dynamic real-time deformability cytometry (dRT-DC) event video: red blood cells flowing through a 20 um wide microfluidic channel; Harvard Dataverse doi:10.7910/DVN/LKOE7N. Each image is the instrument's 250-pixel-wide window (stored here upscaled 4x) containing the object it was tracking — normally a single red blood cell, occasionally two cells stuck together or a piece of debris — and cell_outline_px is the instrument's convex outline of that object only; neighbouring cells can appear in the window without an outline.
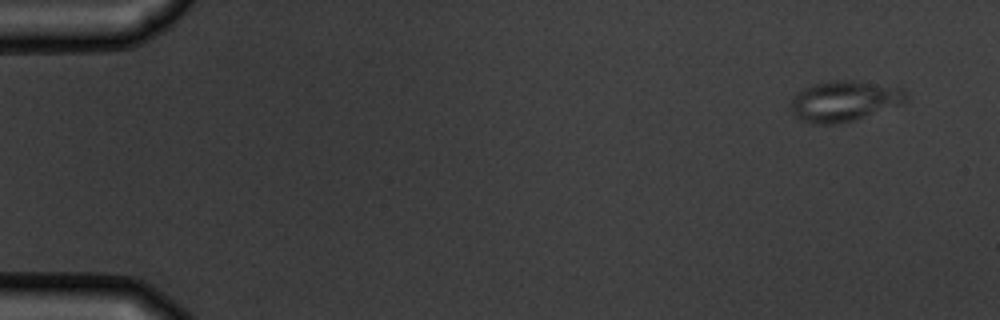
{"species": "common noctule bat (a hibernating species)", "species_latin": "Nyctalus noctula", "temperature_condition": "warm", "stored_images_in_passage": 4, "camera_frame_rate_fps": 3000, "um_per_image_px": 0.085, "animal": {"sex": "male", "body_mass_g": 19.5, "forearm_length_mm": 54.6}, "frame": {"image": 1, "passage_image": 1, "time_ms": 0.0, "image_size_px": [1000, 320], "cell_outline_px": [[908, 100], [904, 104], [852, 120], [832, 124], [816, 124], [804, 120], [796, 116], [792, 112], [792, 96], [804, 88], [812, 84], [836, 80], [856, 80], [900, 88], [904, 92]], "centroid_in_image_um": [71.77, 8.57], "position_along_channel_um": 13.2, "area_um2": 26.88}}